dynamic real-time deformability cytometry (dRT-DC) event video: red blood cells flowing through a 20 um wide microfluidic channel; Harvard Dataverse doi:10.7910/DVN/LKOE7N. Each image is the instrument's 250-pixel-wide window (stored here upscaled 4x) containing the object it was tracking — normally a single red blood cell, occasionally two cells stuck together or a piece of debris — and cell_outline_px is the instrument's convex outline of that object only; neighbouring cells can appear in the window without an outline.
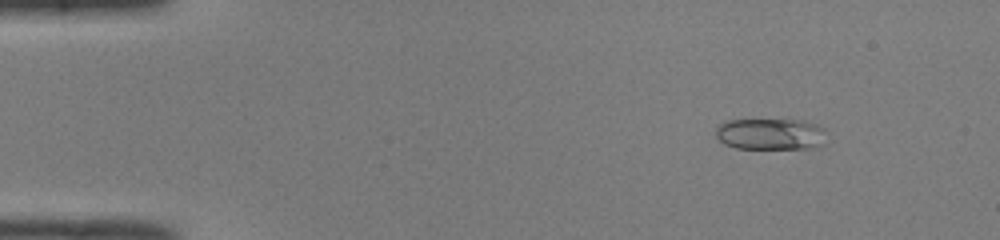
{"species": "common noctule bat (a hibernating species)", "species_latin": "Nyctalus noctula", "temperature_condition": "room temperature", "stored_images_in_passage": 47, "camera_frame_rate_fps": 3000, "um_per_image_px": 0.085, "animal": {"sex": "male", "body_mass_g": 19.0, "forearm_length_mm": 50.8}, "frame": {"image": 1, "passage_image": 3, "time_ms": 0.667, "image_size_px": [1000, 240], "cell_outline_px": [[824, 144], [804, 148], [736, 148], [724, 144], [716, 136], [716, 128], [720, 124], [728, 120], [800, 120], [824, 128]], "centroid_in_image_um": [65.45, 11.39], "position_along_channel_um": 19.6, "area_um2": 19.94}}
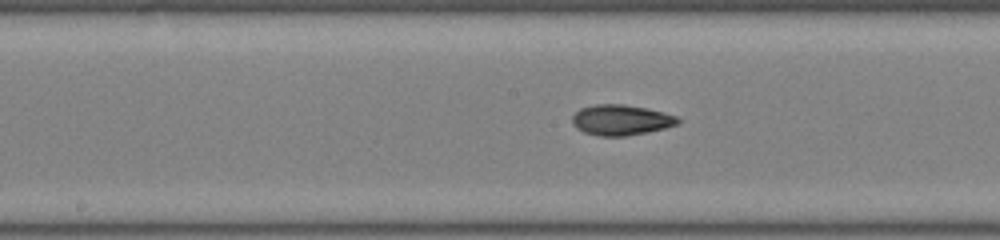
{"frame": {"image": 2, "passage_image": 23, "time_ms": 7.333, "image_size_px": [1000, 240], "cell_outline_px": [[680, 120], [676, 124], [664, 128], [648, 132], [624, 136], [600, 136], [584, 132], [576, 128], [572, 124], [572, 116], [580, 108], [592, 104], [624, 104], [648, 108], [664, 112], [676, 116]], "centroid_in_image_um": [52.75, 10.19], "position_along_channel_um": 195.4, "area_um2": 18.84}}
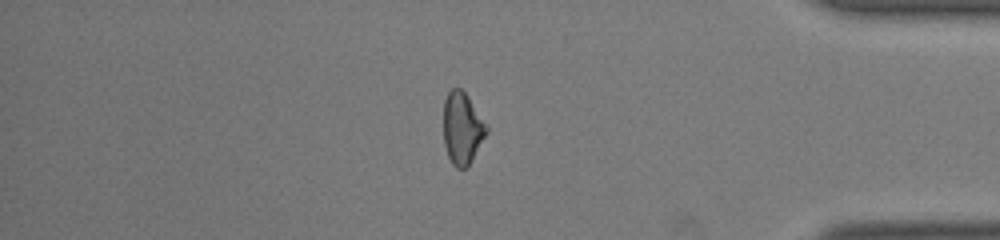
{"frame": {"image": 3, "passage_image": 40, "time_ms": 13.0, "image_size_px": [1000, 240], "cell_outline_px": [[488, 132], [468, 164], [464, 168], [456, 168], [452, 164], [448, 156], [444, 144], [444, 100], [448, 92], [452, 88], [460, 88], [464, 92], [488, 124]], "centroid_in_image_um": [39.29, 10.88], "position_along_channel_um": 395.9, "area_um2": 17.86}, "authors_computed_cell_mechanics": {"area_um2": 18.3804, "velocity_mm_per_s": 4.0358, "shape_relaxation_time_tau1_ms": 6.7994, "shape_relaxation_time_tau2_ms": 3.0374, "deformation_change_tau1": 0.1744, "deformation_change_tau2": 0.0867}}